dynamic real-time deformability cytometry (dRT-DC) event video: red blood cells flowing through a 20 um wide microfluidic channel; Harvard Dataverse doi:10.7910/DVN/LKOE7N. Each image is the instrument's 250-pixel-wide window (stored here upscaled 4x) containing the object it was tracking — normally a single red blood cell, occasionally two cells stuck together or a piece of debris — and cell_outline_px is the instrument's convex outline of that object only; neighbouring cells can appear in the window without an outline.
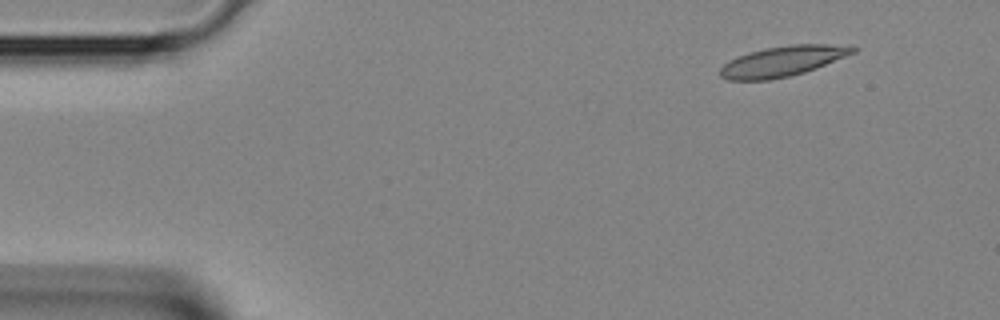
{"species": "Egyptian fruit bat (a non-hibernating species)", "species_latin": "Rousettus aegyptiacus", "temperature_condition": "room temperature", "stored_images_in_passage": 2, "segment_of_instrument_passage": [2, 2], "camera_frame_rate_fps": 3000, "um_per_image_px": 0.085, "animal": {"sex": "female"}, "frame": {"image": 1, "passage_image": 2, "time_ms": 0.333, "image_size_px": [1000, 320], "cell_outline_px": [[856, 52], [816, 68], [804, 72], [788, 76], [768, 80], [728, 80], [720, 76], [720, 68], [724, 64], [736, 56], [748, 52], [764, 48], [792, 44], [828, 44], [856, 48]], "centroid_in_image_um": [66.47, 5.2], "position_along_channel_um": 18.5, "area_um2": 23.24}}